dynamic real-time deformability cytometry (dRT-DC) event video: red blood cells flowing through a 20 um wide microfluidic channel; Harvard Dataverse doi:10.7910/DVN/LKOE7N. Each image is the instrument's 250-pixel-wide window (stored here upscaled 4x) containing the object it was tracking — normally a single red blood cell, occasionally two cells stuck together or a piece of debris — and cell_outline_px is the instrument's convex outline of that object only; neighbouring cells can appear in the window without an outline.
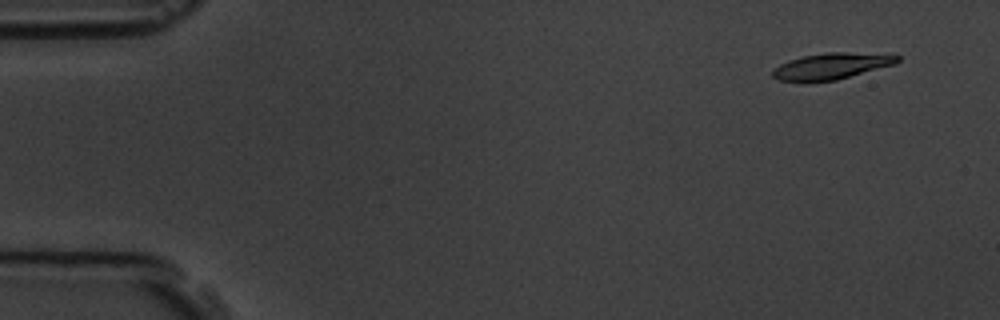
{"species": "common noctule bat (a hibernating species)", "species_latin": "Nyctalus noctula", "temperature_condition": "room temperature", "stored_images_in_passage": 3, "camera_frame_rate_fps": 3000, "um_per_image_px": 0.085, "animal": {"sex": "male", "body_mass_g": 19.5, "forearm_length_mm": 54.6}, "frame": {"image": 1, "passage_image": 1, "time_ms": 0.0, "image_size_px": [1000, 320], "cell_outline_px": [[900, 60], [896, 64], [836, 80], [780, 80], [772, 76], [772, 72], [780, 64], [788, 60], [804, 56], [828, 52], [848, 52], [900, 56]], "centroid_in_image_um": [70.71, 5.6], "position_along_channel_um": 14.3, "area_um2": 18.5}}